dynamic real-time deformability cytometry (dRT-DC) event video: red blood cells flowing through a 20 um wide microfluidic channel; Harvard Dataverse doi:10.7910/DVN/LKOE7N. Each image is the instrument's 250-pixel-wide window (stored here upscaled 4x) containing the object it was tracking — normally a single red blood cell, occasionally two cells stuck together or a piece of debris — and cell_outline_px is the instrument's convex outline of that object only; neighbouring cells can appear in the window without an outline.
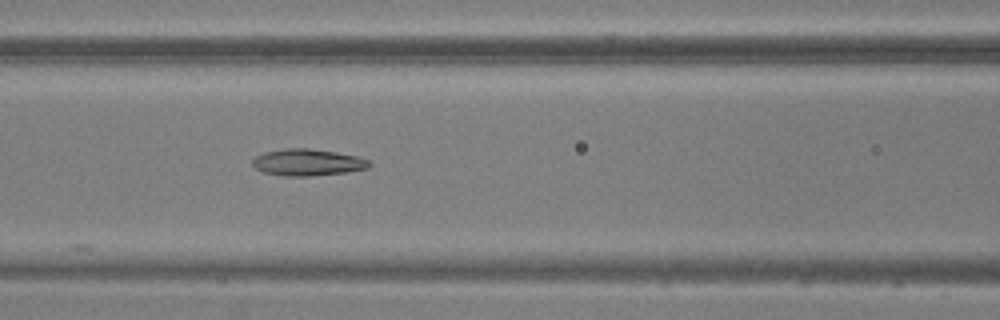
{"species": "common noctule bat (a hibernating species)", "species_latin": "Nyctalus noctula", "temperature_condition": "warm", "stored_images_in_passage": 17, "camera_frame_rate_fps": 3000, "um_per_image_px": 0.085, "animal": {"sex": "male", "body_mass_g": 20.5, "forearm_length_mm": 52.5}, "frame": {"image": 1, "passage_image": 11, "time_ms": 3.333, "image_size_px": [1000, 320], "cell_outline_px": [[372, 164], [368, 168], [348, 172], [308, 176], [284, 176], [264, 172], [256, 168], [252, 164], [252, 160], [256, 156], [264, 152], [284, 148], [308, 148], [336, 152], [356, 156], [368, 160]], "centroid_in_image_um": [26.14, 13.8], "position_along_channel_um": 140.5, "area_um2": 18.15}}
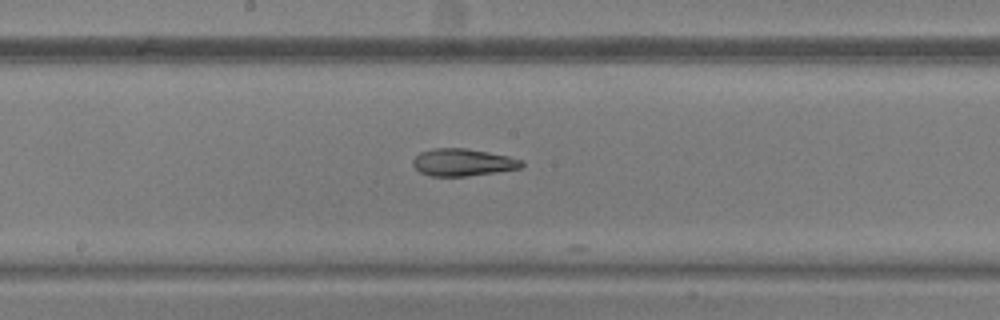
{"frame": {"image": 2, "passage_image": 16, "time_ms": 5.0, "image_size_px": [1000, 320], "cell_outline_px": [[524, 164], [520, 168], [496, 172], [468, 176], [428, 176], [420, 172], [412, 164], [412, 160], [420, 152], [432, 148], [468, 148], [508, 156], [524, 160]], "centroid_in_image_um": [39.33, 13.8], "position_along_channel_um": 208.9, "area_um2": 17.4}}